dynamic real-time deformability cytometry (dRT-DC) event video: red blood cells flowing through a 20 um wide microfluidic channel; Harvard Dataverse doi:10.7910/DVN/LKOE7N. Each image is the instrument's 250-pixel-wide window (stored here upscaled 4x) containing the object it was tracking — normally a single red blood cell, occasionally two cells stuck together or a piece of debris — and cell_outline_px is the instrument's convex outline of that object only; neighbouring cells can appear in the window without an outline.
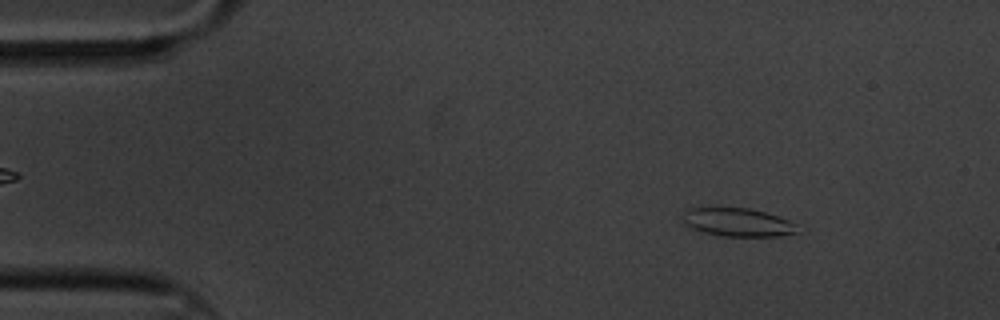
{"species": "common noctule bat (a hibernating species)", "species_latin": "Nyctalus noctula", "temperature_condition": "cold", "stored_images_in_passage": 59, "camera_frame_rate_fps": 3000, "um_per_image_px": 0.085, "animal": {"sex": "male", "body_mass_g": 20.1, "forearm_length_mm": 53.5}, "frame": {"image": 1, "passage_image": 7, "time_ms": 2.0, "image_size_px": [1000, 320], "cell_outline_px": [[796, 232], [780, 236], [720, 236], [704, 232], [692, 228], [684, 220], [684, 212], [692, 208], [720, 204], [748, 208], [764, 212], [788, 220], [796, 224]], "centroid_in_image_um": [62.66, 18.84], "position_along_channel_um": 22.3, "area_um2": 19.25}}
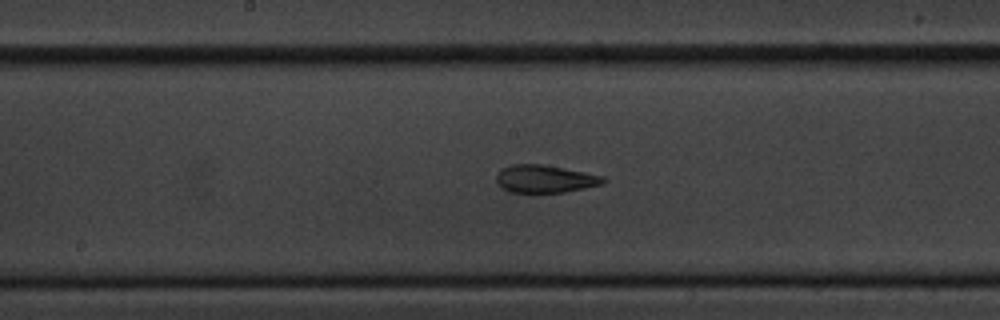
{"frame": {"image": 2, "passage_image": 30, "time_ms": 9.667, "image_size_px": [1000, 320], "cell_outline_px": [[608, 180], [604, 184], [564, 192], [508, 192], [500, 188], [496, 184], [496, 172], [500, 168], [512, 164], [544, 164], [604, 176]], "centroid_in_image_um": [46.28, 15.2], "position_along_channel_um": 201.9, "area_um2": 17.57}}
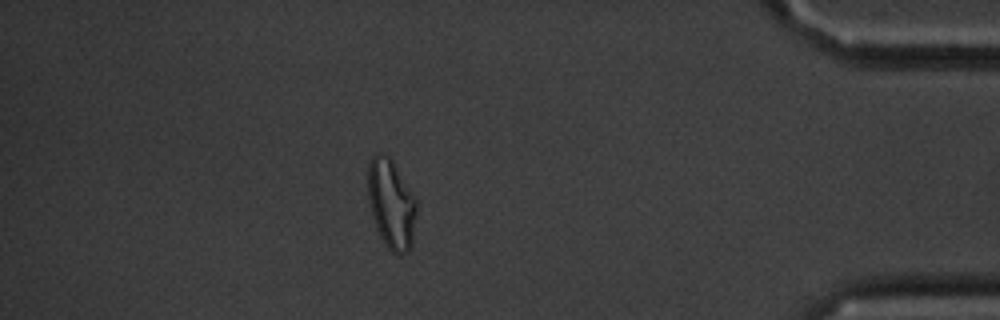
{"frame": {"image": 3, "passage_image": 52, "time_ms": 17.0, "image_size_px": [1000, 320], "cell_outline_px": [[416, 212], [412, 244], [408, 252], [400, 256], [392, 252], [388, 248], [380, 236], [376, 228], [372, 216], [368, 196], [368, 164], [372, 156], [376, 152], [380, 152], [388, 156], [392, 160], [412, 192], [416, 200]], "centroid_in_image_um": [33.25, 17.35], "position_along_channel_um": 401.9, "area_um2": 25.37}, "authors_computed_cell_mechanics": {"area_um2": 19.074, "velocity_mm_per_s": 3.2946, "shape_relaxation_time_tau1_ms": 6.4044, "shape_relaxation_time_tau2_ms": 1.8686, "deformation_change_tau1": 0.1679, "deformation_change_tau2": 0.0832}}